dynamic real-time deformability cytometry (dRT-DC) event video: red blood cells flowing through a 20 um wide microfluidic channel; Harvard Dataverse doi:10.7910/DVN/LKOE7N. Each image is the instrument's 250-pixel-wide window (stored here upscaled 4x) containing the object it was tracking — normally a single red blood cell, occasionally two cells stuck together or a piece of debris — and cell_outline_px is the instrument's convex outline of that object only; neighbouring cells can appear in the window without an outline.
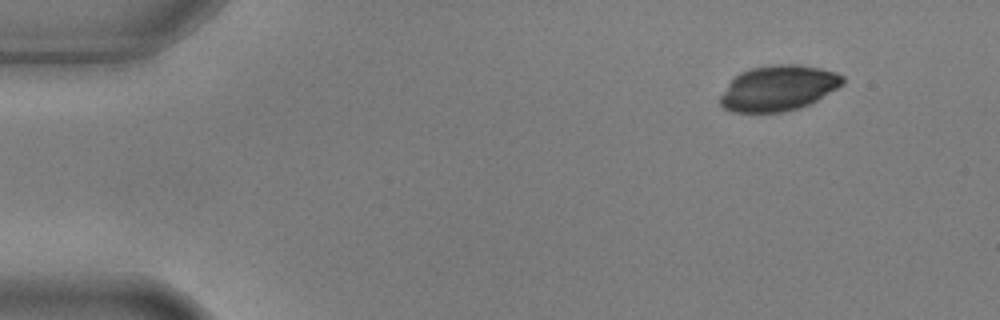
{"species": "common noctule bat (a hibernating species)", "species_latin": "Nyctalus noctula", "temperature_condition": "warm", "stored_images_in_passage": 3, "camera_frame_rate_fps": 3000, "um_per_image_px": 0.085, "animal": {"sex": "male", "body_mass_g": 17.9, "forearm_length_mm": 54.2}, "frame": {"image": 1, "passage_image": 1, "time_ms": 0.0, "image_size_px": [1000, 320], "cell_outline_px": [[844, 84], [816, 100], [800, 108], [784, 112], [732, 112], [724, 108], [720, 104], [720, 96], [728, 84], [740, 72], [748, 68], [776, 64], [796, 64], [820, 68], [836, 72], [844, 76]], "centroid_in_image_um": [66.16, 7.48], "position_along_channel_um": 18.8, "area_um2": 32.43}}